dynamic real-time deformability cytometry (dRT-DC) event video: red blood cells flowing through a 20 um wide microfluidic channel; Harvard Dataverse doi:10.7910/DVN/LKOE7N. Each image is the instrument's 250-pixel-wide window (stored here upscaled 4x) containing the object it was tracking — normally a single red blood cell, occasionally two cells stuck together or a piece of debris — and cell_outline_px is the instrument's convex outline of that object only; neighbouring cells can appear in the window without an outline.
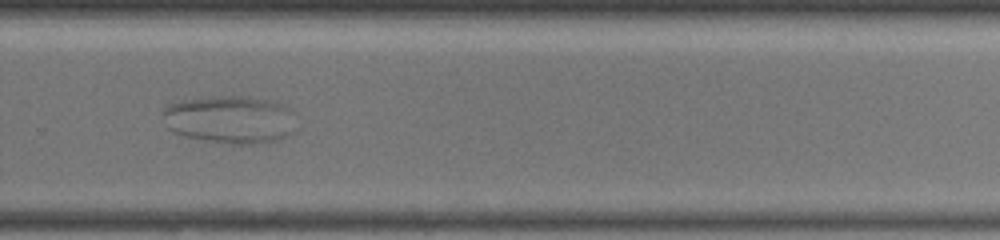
{"species": "common noctule bat (a hibernating species)", "species_latin": "Nyctalus noctula", "temperature_condition": "warm", "stored_images_in_passage": 50, "segment_of_instrument_passage": [2, 2], "camera_frame_rate_fps": 3000, "um_per_image_px": 0.085, "animal": {"sex": "female", "body_mass_g": 19.5, "forearm_length_mm": 54.1}, "frame": {"image": 1, "passage_image": 33, "time_ms": 6.667, "image_size_px": [1000, 240], "cell_outline_px": [[296, 132], [280, 140], [268, 144], [220, 144], [188, 136], [176, 132], [168, 128], [288, 128]], "centroid_in_image_um": [20.15, 11.47], "position_along_channel_um": 309.7, "area_um2": 10.98}}